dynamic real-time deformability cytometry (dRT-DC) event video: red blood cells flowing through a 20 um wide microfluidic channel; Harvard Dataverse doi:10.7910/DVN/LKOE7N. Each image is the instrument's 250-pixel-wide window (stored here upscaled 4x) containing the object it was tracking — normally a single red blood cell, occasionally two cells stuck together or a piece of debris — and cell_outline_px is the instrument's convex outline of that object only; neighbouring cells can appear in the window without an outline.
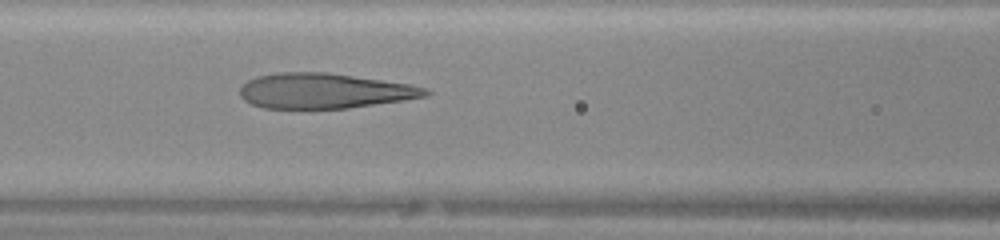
{"species": "human", "species_latin": "Homo sapiens", "temperature_condition": "warm", "stored_images_in_passage": 29, "camera_frame_rate_fps": 3000, "um_per_image_px": 0.085, "donor": {"sex": "female"}, "frame": {"image": 1, "passage_image": 9, "time_ms": 2.667, "image_size_px": [1000, 240], "cell_outline_px": [[432, 92], [428, 96], [404, 100], [348, 108], [264, 108], [252, 104], [244, 100], [240, 96], [240, 88], [248, 80], [256, 76], [276, 72], [328, 72], [412, 84], [428, 88]], "centroid_in_image_um": [27.6, 7.71], "position_along_channel_um": 139.0, "area_um2": 38.26}}
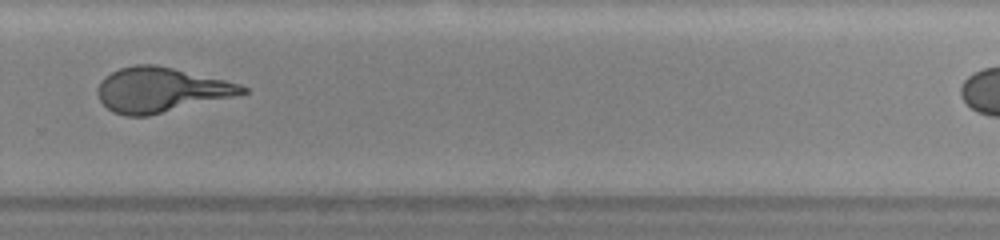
{"frame": {"image": 2, "passage_image": 21, "time_ms": 6.667, "image_size_px": [1000, 240], "cell_outline_px": [[248, 92], [232, 96], [148, 116], [124, 116], [112, 112], [100, 100], [100, 80], [104, 76], [120, 68], [136, 64], [156, 64], [224, 80], [240, 84], [248, 88]], "centroid_in_image_um": [13.65, 7.63], "position_along_channel_um": 316.2, "area_um2": 37.11}}